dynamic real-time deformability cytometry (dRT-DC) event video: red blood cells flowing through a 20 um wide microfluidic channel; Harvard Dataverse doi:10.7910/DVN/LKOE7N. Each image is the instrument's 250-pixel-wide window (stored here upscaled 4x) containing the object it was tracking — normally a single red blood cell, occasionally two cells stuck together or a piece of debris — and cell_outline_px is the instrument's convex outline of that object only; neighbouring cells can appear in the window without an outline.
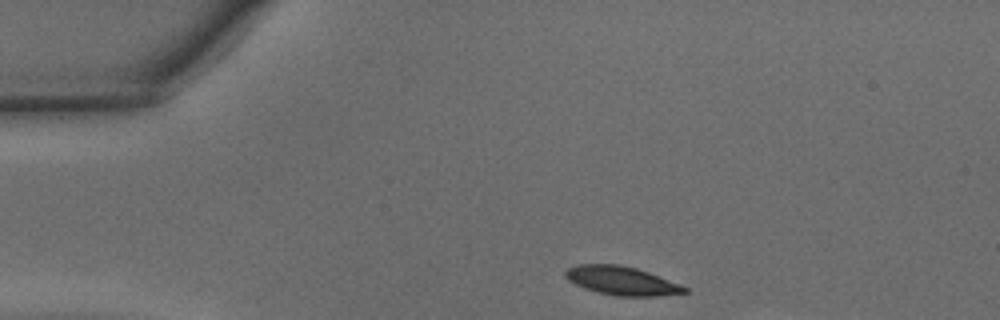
{"species": "common noctule bat (a hibernating species)", "species_latin": "Nyctalus noctula", "temperature_condition": "warm", "stored_images_in_passage": 9, "camera_frame_rate_fps": 3000, "um_per_image_px": 0.085, "animal": {"sex": "male", "body_mass_g": 15.6}, "frame": {"image": 1, "passage_image": 1, "time_ms": 0.0, "image_size_px": [1000, 320], "cell_outline_px": [[688, 292], [660, 296], [616, 296], [584, 288], [568, 280], [564, 276], [564, 272], [568, 268], [576, 264], [616, 264], [636, 268], [648, 272], [680, 284], [688, 288]], "centroid_in_image_um": [52.83, 23.86], "position_along_channel_um": 32.2, "area_um2": 19.83}}
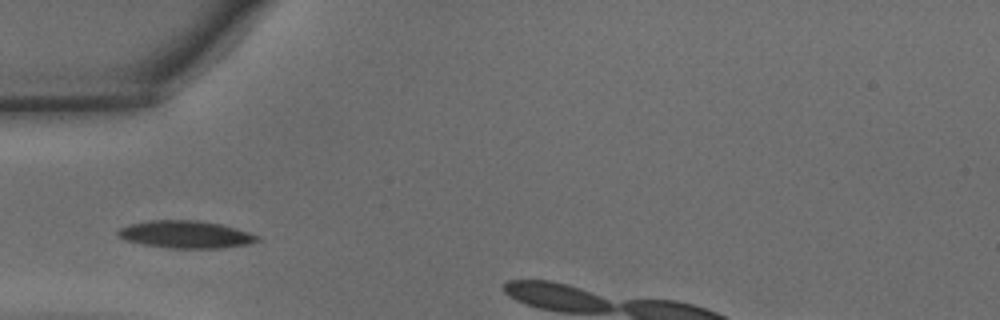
{"frame": {"image": 2, "passage_image": 7, "time_ms": 2.0, "image_size_px": [1000, 320], "cell_outline_px": [[260, 240], [248, 244], [220, 248], [168, 248], [144, 244], [128, 240], [120, 236], [116, 232], [120, 228], [128, 224], [148, 220], [196, 220], [220, 224], [236, 228], [260, 236]], "centroid_in_image_um": [15.8, 19.92], "position_along_channel_um": 69.2, "area_um2": 22.14}}